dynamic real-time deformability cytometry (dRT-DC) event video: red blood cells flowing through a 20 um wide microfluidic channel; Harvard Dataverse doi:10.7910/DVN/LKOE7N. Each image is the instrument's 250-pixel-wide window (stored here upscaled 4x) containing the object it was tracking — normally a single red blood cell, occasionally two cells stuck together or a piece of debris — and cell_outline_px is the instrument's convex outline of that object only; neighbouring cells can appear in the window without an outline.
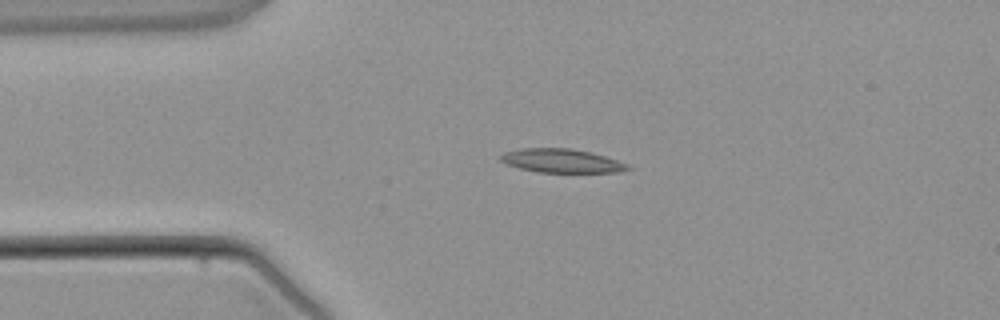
{"species": "common noctule bat (a hibernating species)", "species_latin": "Nyctalus noctula", "temperature_condition": "warm", "stored_images_in_passage": 4, "camera_frame_rate_fps": 3000, "um_per_image_px": 0.085, "animal": {"sex": "male", "body_mass_g": 21.5, "forearm_length_mm": 52.0}, "frame": {"image": 1, "passage_image": 2, "time_ms": 2.0, "image_size_px": [1000, 320], "cell_outline_px": [[632, 168], [620, 172], [536, 172], [520, 168], [508, 164], [500, 160], [500, 156], [504, 152], [520, 148], [572, 148], [592, 152], [628, 164]], "centroid_in_image_um": [47.74, 13.66], "position_along_channel_um": 37.3, "area_um2": 17.57}}
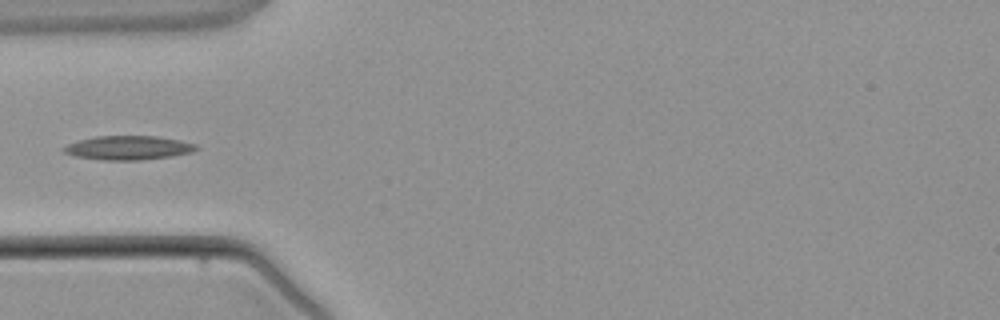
{"frame": {"image": 2, "passage_image": 3, "time_ms": 3.333, "image_size_px": [1000, 320], "cell_outline_px": [[200, 148], [192, 152], [172, 156], [140, 160], [100, 160], [76, 156], [64, 152], [60, 148], [68, 144], [80, 140], [96, 136], [156, 136], [180, 140], [196, 144]], "centroid_in_image_um": [10.92, 12.56], "position_along_channel_um": 74.1, "area_um2": 18.55}}
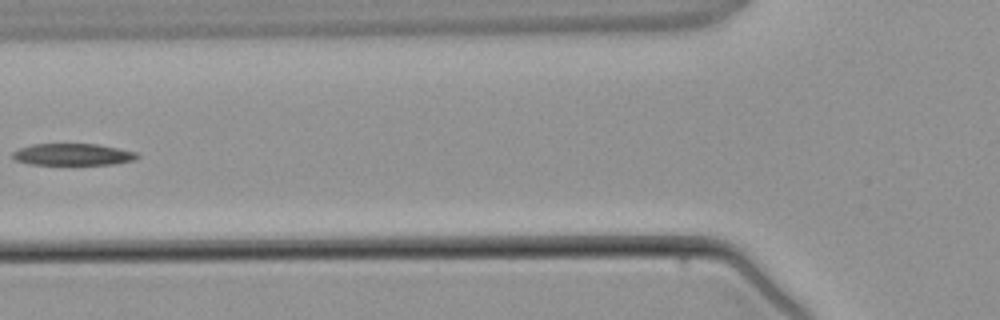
{"frame": {"image": 3, "passage_image": 4, "time_ms": 4.333, "image_size_px": [1000, 320], "cell_outline_px": [[140, 156], [132, 160], [116, 164], [28, 164], [12, 160], [12, 152], [20, 148], [32, 144], [96, 144], [136, 152]], "centroid_in_image_um": [6.13, 13.13], "position_along_channel_um": 119.7, "area_um2": 15.72}}